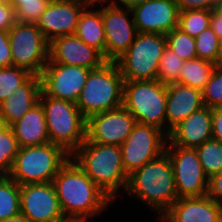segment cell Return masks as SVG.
I'll return each mask as SVG.
<instances>
[{
	"instance_id": "obj_48",
	"label": "cell",
	"mask_w": 222,
	"mask_h": 222,
	"mask_svg": "<svg viewBox=\"0 0 222 222\" xmlns=\"http://www.w3.org/2000/svg\"><path fill=\"white\" fill-rule=\"evenodd\" d=\"M76 1L85 3V4L88 5V6H93V5H95L96 3H100V0H76Z\"/></svg>"
},
{
	"instance_id": "obj_35",
	"label": "cell",
	"mask_w": 222,
	"mask_h": 222,
	"mask_svg": "<svg viewBox=\"0 0 222 222\" xmlns=\"http://www.w3.org/2000/svg\"><path fill=\"white\" fill-rule=\"evenodd\" d=\"M49 2L50 0H29L23 2L15 10L17 22L36 24Z\"/></svg>"
},
{
	"instance_id": "obj_17",
	"label": "cell",
	"mask_w": 222,
	"mask_h": 222,
	"mask_svg": "<svg viewBox=\"0 0 222 222\" xmlns=\"http://www.w3.org/2000/svg\"><path fill=\"white\" fill-rule=\"evenodd\" d=\"M86 6L76 0H50L36 26L48 42L57 37L75 34L81 12Z\"/></svg>"
},
{
	"instance_id": "obj_28",
	"label": "cell",
	"mask_w": 222,
	"mask_h": 222,
	"mask_svg": "<svg viewBox=\"0 0 222 222\" xmlns=\"http://www.w3.org/2000/svg\"><path fill=\"white\" fill-rule=\"evenodd\" d=\"M211 10L180 11L178 28L193 38L210 27Z\"/></svg>"
},
{
	"instance_id": "obj_2",
	"label": "cell",
	"mask_w": 222,
	"mask_h": 222,
	"mask_svg": "<svg viewBox=\"0 0 222 222\" xmlns=\"http://www.w3.org/2000/svg\"><path fill=\"white\" fill-rule=\"evenodd\" d=\"M71 158L112 201L118 189L126 191L129 175L124 170L120 146L102 145L86 137Z\"/></svg>"
},
{
	"instance_id": "obj_46",
	"label": "cell",
	"mask_w": 222,
	"mask_h": 222,
	"mask_svg": "<svg viewBox=\"0 0 222 222\" xmlns=\"http://www.w3.org/2000/svg\"><path fill=\"white\" fill-rule=\"evenodd\" d=\"M25 1L29 0H11V6L16 10Z\"/></svg>"
},
{
	"instance_id": "obj_6",
	"label": "cell",
	"mask_w": 222,
	"mask_h": 222,
	"mask_svg": "<svg viewBox=\"0 0 222 222\" xmlns=\"http://www.w3.org/2000/svg\"><path fill=\"white\" fill-rule=\"evenodd\" d=\"M71 155L52 143L19 148L8 176L20 186L52 182Z\"/></svg>"
},
{
	"instance_id": "obj_44",
	"label": "cell",
	"mask_w": 222,
	"mask_h": 222,
	"mask_svg": "<svg viewBox=\"0 0 222 222\" xmlns=\"http://www.w3.org/2000/svg\"><path fill=\"white\" fill-rule=\"evenodd\" d=\"M211 29L215 32L219 40H222V23H210Z\"/></svg>"
},
{
	"instance_id": "obj_18",
	"label": "cell",
	"mask_w": 222,
	"mask_h": 222,
	"mask_svg": "<svg viewBox=\"0 0 222 222\" xmlns=\"http://www.w3.org/2000/svg\"><path fill=\"white\" fill-rule=\"evenodd\" d=\"M49 61L89 69L98 68L106 62L98 50L85 44L76 34L57 37L49 42Z\"/></svg>"
},
{
	"instance_id": "obj_31",
	"label": "cell",
	"mask_w": 222,
	"mask_h": 222,
	"mask_svg": "<svg viewBox=\"0 0 222 222\" xmlns=\"http://www.w3.org/2000/svg\"><path fill=\"white\" fill-rule=\"evenodd\" d=\"M19 145L11 127L0 133V175H8L12 170Z\"/></svg>"
},
{
	"instance_id": "obj_38",
	"label": "cell",
	"mask_w": 222,
	"mask_h": 222,
	"mask_svg": "<svg viewBox=\"0 0 222 222\" xmlns=\"http://www.w3.org/2000/svg\"><path fill=\"white\" fill-rule=\"evenodd\" d=\"M207 196L222 204V170L208 179Z\"/></svg>"
},
{
	"instance_id": "obj_10",
	"label": "cell",
	"mask_w": 222,
	"mask_h": 222,
	"mask_svg": "<svg viewBox=\"0 0 222 222\" xmlns=\"http://www.w3.org/2000/svg\"><path fill=\"white\" fill-rule=\"evenodd\" d=\"M165 152L172 164L178 198L207 195L208 177L197 151L175 146L167 140Z\"/></svg>"
},
{
	"instance_id": "obj_42",
	"label": "cell",
	"mask_w": 222,
	"mask_h": 222,
	"mask_svg": "<svg viewBox=\"0 0 222 222\" xmlns=\"http://www.w3.org/2000/svg\"><path fill=\"white\" fill-rule=\"evenodd\" d=\"M145 1H148V0H113L112 2L113 3H121L120 5H124V8H128V9H132L133 7L139 5V4H142L144 3Z\"/></svg>"
},
{
	"instance_id": "obj_25",
	"label": "cell",
	"mask_w": 222,
	"mask_h": 222,
	"mask_svg": "<svg viewBox=\"0 0 222 222\" xmlns=\"http://www.w3.org/2000/svg\"><path fill=\"white\" fill-rule=\"evenodd\" d=\"M215 66L210 61L198 58L186 60L180 69L179 83L202 91Z\"/></svg>"
},
{
	"instance_id": "obj_50",
	"label": "cell",
	"mask_w": 222,
	"mask_h": 222,
	"mask_svg": "<svg viewBox=\"0 0 222 222\" xmlns=\"http://www.w3.org/2000/svg\"><path fill=\"white\" fill-rule=\"evenodd\" d=\"M0 4H6L11 6V0H0Z\"/></svg>"
},
{
	"instance_id": "obj_16",
	"label": "cell",
	"mask_w": 222,
	"mask_h": 222,
	"mask_svg": "<svg viewBox=\"0 0 222 222\" xmlns=\"http://www.w3.org/2000/svg\"><path fill=\"white\" fill-rule=\"evenodd\" d=\"M131 11L138 33L166 35L179 24L180 10L174 0H148Z\"/></svg>"
},
{
	"instance_id": "obj_36",
	"label": "cell",
	"mask_w": 222,
	"mask_h": 222,
	"mask_svg": "<svg viewBox=\"0 0 222 222\" xmlns=\"http://www.w3.org/2000/svg\"><path fill=\"white\" fill-rule=\"evenodd\" d=\"M180 11L186 10H214L218 0H174Z\"/></svg>"
},
{
	"instance_id": "obj_8",
	"label": "cell",
	"mask_w": 222,
	"mask_h": 222,
	"mask_svg": "<svg viewBox=\"0 0 222 222\" xmlns=\"http://www.w3.org/2000/svg\"><path fill=\"white\" fill-rule=\"evenodd\" d=\"M166 44V35L138 33L116 61L124 81L155 80Z\"/></svg>"
},
{
	"instance_id": "obj_40",
	"label": "cell",
	"mask_w": 222,
	"mask_h": 222,
	"mask_svg": "<svg viewBox=\"0 0 222 222\" xmlns=\"http://www.w3.org/2000/svg\"><path fill=\"white\" fill-rule=\"evenodd\" d=\"M212 138L222 142V107L212 108Z\"/></svg>"
},
{
	"instance_id": "obj_39",
	"label": "cell",
	"mask_w": 222,
	"mask_h": 222,
	"mask_svg": "<svg viewBox=\"0 0 222 222\" xmlns=\"http://www.w3.org/2000/svg\"><path fill=\"white\" fill-rule=\"evenodd\" d=\"M16 22L15 9L12 6L0 4V30L8 32Z\"/></svg>"
},
{
	"instance_id": "obj_15",
	"label": "cell",
	"mask_w": 222,
	"mask_h": 222,
	"mask_svg": "<svg viewBox=\"0 0 222 222\" xmlns=\"http://www.w3.org/2000/svg\"><path fill=\"white\" fill-rule=\"evenodd\" d=\"M20 213L31 222H54L65 217L52 182L21 185Z\"/></svg>"
},
{
	"instance_id": "obj_22",
	"label": "cell",
	"mask_w": 222,
	"mask_h": 222,
	"mask_svg": "<svg viewBox=\"0 0 222 222\" xmlns=\"http://www.w3.org/2000/svg\"><path fill=\"white\" fill-rule=\"evenodd\" d=\"M40 76L31 75L0 104V119L11 127L39 102Z\"/></svg>"
},
{
	"instance_id": "obj_19",
	"label": "cell",
	"mask_w": 222,
	"mask_h": 222,
	"mask_svg": "<svg viewBox=\"0 0 222 222\" xmlns=\"http://www.w3.org/2000/svg\"><path fill=\"white\" fill-rule=\"evenodd\" d=\"M169 222H222V204L207 195L178 198L162 215Z\"/></svg>"
},
{
	"instance_id": "obj_32",
	"label": "cell",
	"mask_w": 222,
	"mask_h": 222,
	"mask_svg": "<svg viewBox=\"0 0 222 222\" xmlns=\"http://www.w3.org/2000/svg\"><path fill=\"white\" fill-rule=\"evenodd\" d=\"M32 74L18 67L0 68V104Z\"/></svg>"
},
{
	"instance_id": "obj_24",
	"label": "cell",
	"mask_w": 222,
	"mask_h": 222,
	"mask_svg": "<svg viewBox=\"0 0 222 222\" xmlns=\"http://www.w3.org/2000/svg\"><path fill=\"white\" fill-rule=\"evenodd\" d=\"M75 34L85 44L98 50L105 59V32L101 9L93 10L87 5L81 12Z\"/></svg>"
},
{
	"instance_id": "obj_20",
	"label": "cell",
	"mask_w": 222,
	"mask_h": 222,
	"mask_svg": "<svg viewBox=\"0 0 222 222\" xmlns=\"http://www.w3.org/2000/svg\"><path fill=\"white\" fill-rule=\"evenodd\" d=\"M212 138V108L203 106L175 126L168 135V141L182 148L202 145Z\"/></svg>"
},
{
	"instance_id": "obj_45",
	"label": "cell",
	"mask_w": 222,
	"mask_h": 222,
	"mask_svg": "<svg viewBox=\"0 0 222 222\" xmlns=\"http://www.w3.org/2000/svg\"><path fill=\"white\" fill-rule=\"evenodd\" d=\"M216 66L222 67V40H220V43H219V51L217 55Z\"/></svg>"
},
{
	"instance_id": "obj_3",
	"label": "cell",
	"mask_w": 222,
	"mask_h": 222,
	"mask_svg": "<svg viewBox=\"0 0 222 222\" xmlns=\"http://www.w3.org/2000/svg\"><path fill=\"white\" fill-rule=\"evenodd\" d=\"M126 192L163 215L178 199L168 154L162 153L129 174Z\"/></svg>"
},
{
	"instance_id": "obj_27",
	"label": "cell",
	"mask_w": 222,
	"mask_h": 222,
	"mask_svg": "<svg viewBox=\"0 0 222 222\" xmlns=\"http://www.w3.org/2000/svg\"><path fill=\"white\" fill-rule=\"evenodd\" d=\"M195 150L208 179L222 170V142L211 138Z\"/></svg>"
},
{
	"instance_id": "obj_12",
	"label": "cell",
	"mask_w": 222,
	"mask_h": 222,
	"mask_svg": "<svg viewBox=\"0 0 222 222\" xmlns=\"http://www.w3.org/2000/svg\"><path fill=\"white\" fill-rule=\"evenodd\" d=\"M101 8L105 32V60L116 62L138 34L131 9L109 2ZM131 13V14H130ZM128 14L132 19L128 18Z\"/></svg>"
},
{
	"instance_id": "obj_41",
	"label": "cell",
	"mask_w": 222,
	"mask_h": 222,
	"mask_svg": "<svg viewBox=\"0 0 222 222\" xmlns=\"http://www.w3.org/2000/svg\"><path fill=\"white\" fill-rule=\"evenodd\" d=\"M210 23H222V0H218L214 10H211Z\"/></svg>"
},
{
	"instance_id": "obj_23",
	"label": "cell",
	"mask_w": 222,
	"mask_h": 222,
	"mask_svg": "<svg viewBox=\"0 0 222 222\" xmlns=\"http://www.w3.org/2000/svg\"><path fill=\"white\" fill-rule=\"evenodd\" d=\"M20 148L49 143L45 112L40 102L11 126Z\"/></svg>"
},
{
	"instance_id": "obj_37",
	"label": "cell",
	"mask_w": 222,
	"mask_h": 222,
	"mask_svg": "<svg viewBox=\"0 0 222 222\" xmlns=\"http://www.w3.org/2000/svg\"><path fill=\"white\" fill-rule=\"evenodd\" d=\"M11 66L13 65L9 33L0 30V68Z\"/></svg>"
},
{
	"instance_id": "obj_33",
	"label": "cell",
	"mask_w": 222,
	"mask_h": 222,
	"mask_svg": "<svg viewBox=\"0 0 222 222\" xmlns=\"http://www.w3.org/2000/svg\"><path fill=\"white\" fill-rule=\"evenodd\" d=\"M194 39L197 58L210 61L216 65L220 40L211 27L205 29Z\"/></svg>"
},
{
	"instance_id": "obj_1",
	"label": "cell",
	"mask_w": 222,
	"mask_h": 222,
	"mask_svg": "<svg viewBox=\"0 0 222 222\" xmlns=\"http://www.w3.org/2000/svg\"><path fill=\"white\" fill-rule=\"evenodd\" d=\"M65 217L87 222L112 201L70 158L52 180Z\"/></svg>"
},
{
	"instance_id": "obj_30",
	"label": "cell",
	"mask_w": 222,
	"mask_h": 222,
	"mask_svg": "<svg viewBox=\"0 0 222 222\" xmlns=\"http://www.w3.org/2000/svg\"><path fill=\"white\" fill-rule=\"evenodd\" d=\"M184 62L185 60L166 47L160 59L156 79L164 85L179 83L180 69Z\"/></svg>"
},
{
	"instance_id": "obj_51",
	"label": "cell",
	"mask_w": 222,
	"mask_h": 222,
	"mask_svg": "<svg viewBox=\"0 0 222 222\" xmlns=\"http://www.w3.org/2000/svg\"><path fill=\"white\" fill-rule=\"evenodd\" d=\"M109 1V0H100V3H102V5H104V3L106 4V2ZM113 0H111L112 2Z\"/></svg>"
},
{
	"instance_id": "obj_52",
	"label": "cell",
	"mask_w": 222,
	"mask_h": 222,
	"mask_svg": "<svg viewBox=\"0 0 222 222\" xmlns=\"http://www.w3.org/2000/svg\"><path fill=\"white\" fill-rule=\"evenodd\" d=\"M160 218H162L161 220H162L163 222H169V221L166 220L162 215L160 216Z\"/></svg>"
},
{
	"instance_id": "obj_4",
	"label": "cell",
	"mask_w": 222,
	"mask_h": 222,
	"mask_svg": "<svg viewBox=\"0 0 222 222\" xmlns=\"http://www.w3.org/2000/svg\"><path fill=\"white\" fill-rule=\"evenodd\" d=\"M124 79L116 62L91 69L76 106L87 120L92 115L123 106Z\"/></svg>"
},
{
	"instance_id": "obj_7",
	"label": "cell",
	"mask_w": 222,
	"mask_h": 222,
	"mask_svg": "<svg viewBox=\"0 0 222 222\" xmlns=\"http://www.w3.org/2000/svg\"><path fill=\"white\" fill-rule=\"evenodd\" d=\"M167 85L159 80L124 81L123 106L136 123L163 130L166 123Z\"/></svg>"
},
{
	"instance_id": "obj_49",
	"label": "cell",
	"mask_w": 222,
	"mask_h": 222,
	"mask_svg": "<svg viewBox=\"0 0 222 222\" xmlns=\"http://www.w3.org/2000/svg\"><path fill=\"white\" fill-rule=\"evenodd\" d=\"M7 127V125L0 119V133Z\"/></svg>"
},
{
	"instance_id": "obj_21",
	"label": "cell",
	"mask_w": 222,
	"mask_h": 222,
	"mask_svg": "<svg viewBox=\"0 0 222 222\" xmlns=\"http://www.w3.org/2000/svg\"><path fill=\"white\" fill-rule=\"evenodd\" d=\"M203 106L201 90L180 83L167 85L164 133L168 136L175 126Z\"/></svg>"
},
{
	"instance_id": "obj_14",
	"label": "cell",
	"mask_w": 222,
	"mask_h": 222,
	"mask_svg": "<svg viewBox=\"0 0 222 222\" xmlns=\"http://www.w3.org/2000/svg\"><path fill=\"white\" fill-rule=\"evenodd\" d=\"M135 124V117L124 106H121L92 115L87 119L86 137L91 142L102 145L121 146Z\"/></svg>"
},
{
	"instance_id": "obj_5",
	"label": "cell",
	"mask_w": 222,
	"mask_h": 222,
	"mask_svg": "<svg viewBox=\"0 0 222 222\" xmlns=\"http://www.w3.org/2000/svg\"><path fill=\"white\" fill-rule=\"evenodd\" d=\"M46 118L50 143L62 147L72 155L86 140L87 120L76 103L47 96L42 90L39 95Z\"/></svg>"
},
{
	"instance_id": "obj_47",
	"label": "cell",
	"mask_w": 222,
	"mask_h": 222,
	"mask_svg": "<svg viewBox=\"0 0 222 222\" xmlns=\"http://www.w3.org/2000/svg\"><path fill=\"white\" fill-rule=\"evenodd\" d=\"M54 222H82V221L75 219V218H71V217H64V218L54 221Z\"/></svg>"
},
{
	"instance_id": "obj_11",
	"label": "cell",
	"mask_w": 222,
	"mask_h": 222,
	"mask_svg": "<svg viewBox=\"0 0 222 222\" xmlns=\"http://www.w3.org/2000/svg\"><path fill=\"white\" fill-rule=\"evenodd\" d=\"M168 136L157 127L136 123L120 146L125 172L129 175L165 152Z\"/></svg>"
},
{
	"instance_id": "obj_13",
	"label": "cell",
	"mask_w": 222,
	"mask_h": 222,
	"mask_svg": "<svg viewBox=\"0 0 222 222\" xmlns=\"http://www.w3.org/2000/svg\"><path fill=\"white\" fill-rule=\"evenodd\" d=\"M90 71L89 68L48 61L40 75L41 90L52 98L76 103Z\"/></svg>"
},
{
	"instance_id": "obj_34",
	"label": "cell",
	"mask_w": 222,
	"mask_h": 222,
	"mask_svg": "<svg viewBox=\"0 0 222 222\" xmlns=\"http://www.w3.org/2000/svg\"><path fill=\"white\" fill-rule=\"evenodd\" d=\"M204 106L209 108L222 107V67L215 66L209 81L202 90Z\"/></svg>"
},
{
	"instance_id": "obj_26",
	"label": "cell",
	"mask_w": 222,
	"mask_h": 222,
	"mask_svg": "<svg viewBox=\"0 0 222 222\" xmlns=\"http://www.w3.org/2000/svg\"><path fill=\"white\" fill-rule=\"evenodd\" d=\"M20 213V185L8 175H0V220Z\"/></svg>"
},
{
	"instance_id": "obj_9",
	"label": "cell",
	"mask_w": 222,
	"mask_h": 222,
	"mask_svg": "<svg viewBox=\"0 0 222 222\" xmlns=\"http://www.w3.org/2000/svg\"><path fill=\"white\" fill-rule=\"evenodd\" d=\"M12 65L40 76L49 61V42L36 24L16 22L8 31Z\"/></svg>"
},
{
	"instance_id": "obj_29",
	"label": "cell",
	"mask_w": 222,
	"mask_h": 222,
	"mask_svg": "<svg viewBox=\"0 0 222 222\" xmlns=\"http://www.w3.org/2000/svg\"><path fill=\"white\" fill-rule=\"evenodd\" d=\"M166 44L185 61L197 58L195 39L178 27L166 34Z\"/></svg>"
},
{
	"instance_id": "obj_43",
	"label": "cell",
	"mask_w": 222,
	"mask_h": 222,
	"mask_svg": "<svg viewBox=\"0 0 222 222\" xmlns=\"http://www.w3.org/2000/svg\"><path fill=\"white\" fill-rule=\"evenodd\" d=\"M0 222H31L27 217H25L22 213H19L11 218L0 220Z\"/></svg>"
}]
</instances>
